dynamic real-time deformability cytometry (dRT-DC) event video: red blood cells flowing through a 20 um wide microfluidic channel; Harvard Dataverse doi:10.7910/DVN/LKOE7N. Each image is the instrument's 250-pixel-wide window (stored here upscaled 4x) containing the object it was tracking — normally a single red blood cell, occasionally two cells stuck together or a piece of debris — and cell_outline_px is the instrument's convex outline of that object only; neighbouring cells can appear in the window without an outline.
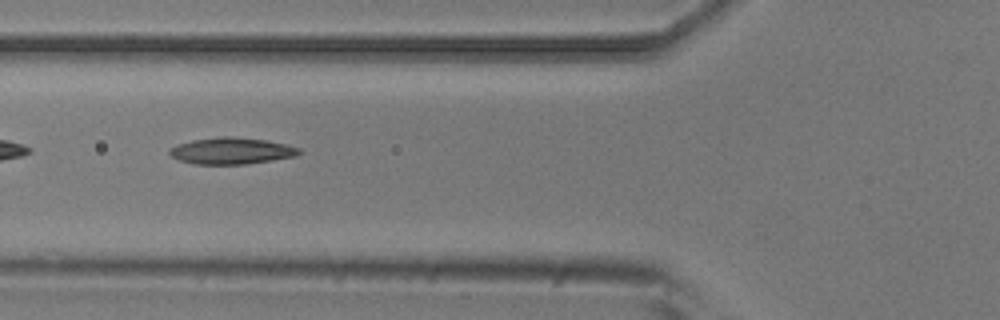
{"species": "common noctule bat (a hibernating species)", "species_latin": "Nyctalus noctula", "temperature_condition": "room temperature", "stored_images_in_passage": 9, "camera_frame_rate_fps": 3000, "um_per_image_px": 0.085, "animal": {"sex": "male", "body_mass_g": 20.5, "forearm_length_mm": 52.5}, "frame": {"image": 1, "passage_image": 4, "time_ms": 1.0, "image_size_px": [1000, 320], "cell_outline_px": [[304, 152], [296, 156], [272, 160], [244, 164], [192, 164], [180, 160], [172, 156], [168, 152], [168, 148], [176, 144], [192, 140], [220, 136], [232, 136], [264, 140], [284, 144], [300, 148]], "centroid_in_image_um": [19.65, 12.82], "position_along_channel_um": 106.1, "area_um2": 20.11}}
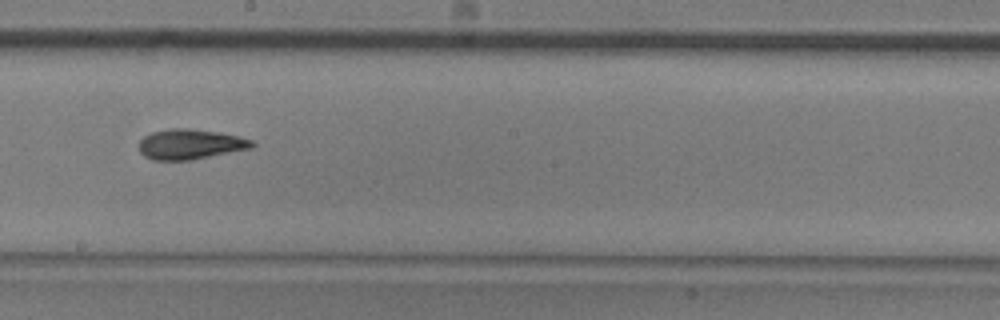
{"frame": {"image": 2, "passage_image": 7, "time_ms": 2.0, "image_size_px": [1000, 320], "cell_outline_px": [[256, 144], [252, 148], [192, 160], [152, 160], [144, 156], [140, 152], [140, 140], [144, 136], [152, 132], [168, 128], [188, 128], [216, 132], [240, 136], [252, 140]], "centroid_in_image_um": [16.18, 12.26], "position_along_channel_um": 232.0, "area_um2": 19.94}}
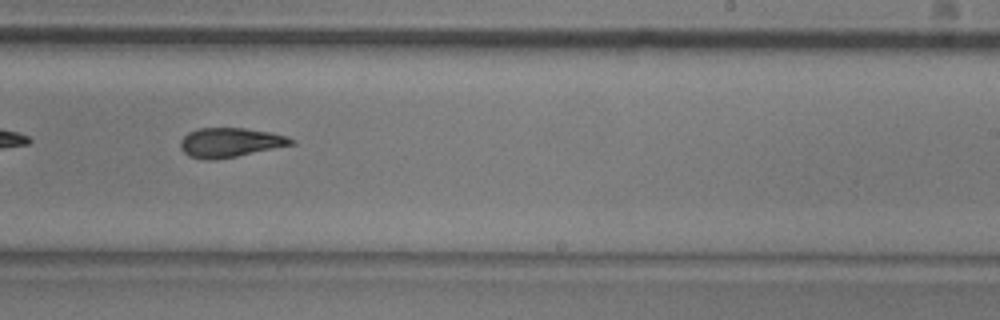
{"frame": {"image": 3, "passage_image": 8, "time_ms": 2.333, "image_size_px": [1000, 320], "cell_outline_px": [[296, 144], [216, 160], [204, 160], [188, 156], [180, 148], [180, 140], [188, 132], [200, 128], [244, 128], [272, 132], [288, 136], [296, 140]], "centroid_in_image_um": [19.58, 12.11], "position_along_channel_um": 269.4, "area_um2": 19.19}}